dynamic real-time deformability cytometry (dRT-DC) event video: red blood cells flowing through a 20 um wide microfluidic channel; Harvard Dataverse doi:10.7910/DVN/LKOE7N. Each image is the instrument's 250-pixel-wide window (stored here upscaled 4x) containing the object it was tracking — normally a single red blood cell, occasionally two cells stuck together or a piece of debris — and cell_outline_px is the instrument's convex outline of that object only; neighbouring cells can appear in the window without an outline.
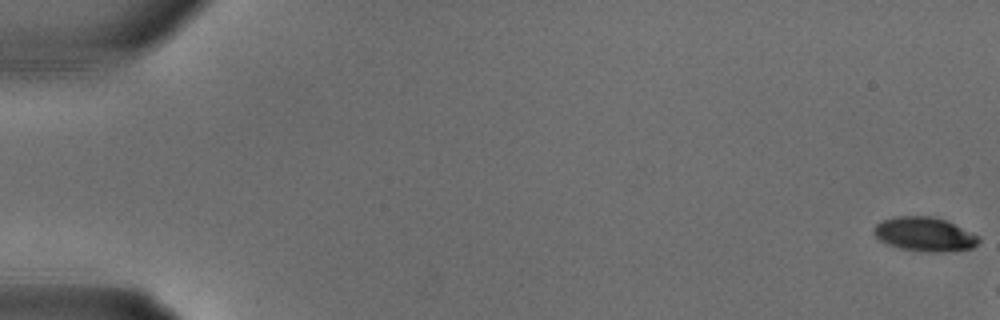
{"species": "common noctule bat (a hibernating species)", "species_latin": "Nyctalus noctula", "temperature_condition": "warm", "stored_images_in_passage": 5, "camera_frame_rate_fps": 3000, "um_per_image_px": 0.085, "animal": {"sex": "male", "body_mass_g": 18.8}, "frame": {"image": 1, "passage_image": 1, "time_ms": 0.0, "image_size_px": [1000, 320], "cell_outline_px": [[980, 240], [972, 248], [944, 252], [928, 252], [900, 248], [888, 244], [880, 240], [872, 232], [872, 228], [876, 224], [884, 220], [896, 216], [932, 216], [944, 220], [980, 236]], "centroid_in_image_um": [78.57, 19.91], "position_along_channel_um": 6.4, "area_um2": 20.69}}